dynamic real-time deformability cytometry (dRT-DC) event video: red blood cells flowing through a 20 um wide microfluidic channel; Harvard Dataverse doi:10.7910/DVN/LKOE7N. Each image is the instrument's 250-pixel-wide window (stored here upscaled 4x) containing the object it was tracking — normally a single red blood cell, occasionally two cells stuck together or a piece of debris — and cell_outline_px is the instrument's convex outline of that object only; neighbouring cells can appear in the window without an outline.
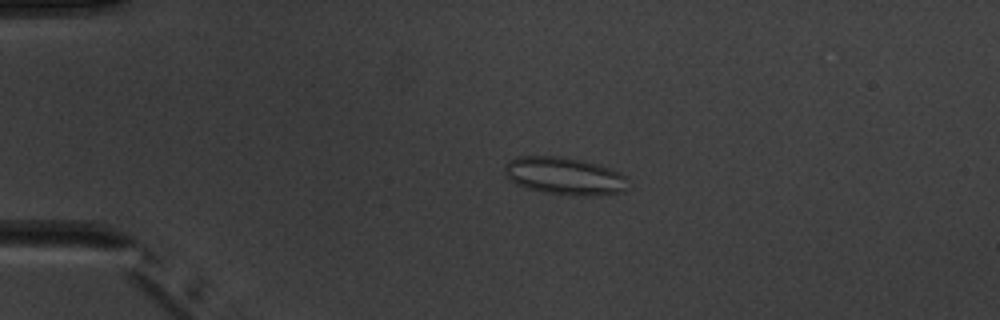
{"species": "common noctule bat (a hibernating species)", "species_latin": "Nyctalus noctula", "temperature_condition": "warm", "stored_images_in_passage": 5, "camera_frame_rate_fps": 3000, "um_per_image_px": 0.085, "animal": {"sex": "male", "body_mass_g": 20.1, "forearm_length_mm": 53.5}, "frame": {"image": 1, "passage_image": 4, "time_ms": 3.667, "image_size_px": [1000, 320], "cell_outline_px": [[628, 188], [624, 192], [596, 196], [576, 196], [540, 192], [516, 184], [508, 176], [504, 168], [504, 164], [508, 160], [520, 156], [560, 156], [584, 160], [600, 164], [628, 176]], "centroid_in_image_um": [48.05, 14.97], "position_along_channel_um": 36.9, "area_um2": 27.51}}